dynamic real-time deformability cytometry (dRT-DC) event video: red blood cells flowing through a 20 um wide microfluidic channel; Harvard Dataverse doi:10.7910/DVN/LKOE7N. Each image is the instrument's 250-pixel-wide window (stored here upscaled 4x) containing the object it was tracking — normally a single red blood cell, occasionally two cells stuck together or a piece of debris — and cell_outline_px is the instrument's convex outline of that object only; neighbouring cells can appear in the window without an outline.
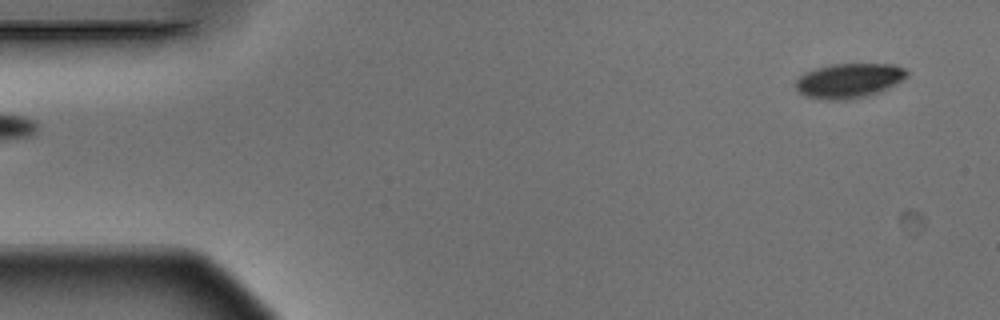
{"species": "Egyptian fruit bat (a non-hibernating species)", "species_latin": "Rousettus aegyptiacus", "temperature_condition": "warm", "stored_images_in_passage": 5, "segment_of_instrument_passage": [2, 2], "camera_frame_rate_fps": 3000, "um_per_image_px": 0.085, "animal": {"sex": "male"}, "frame": {"image": 1, "passage_image": 5, "time_ms": 1.333, "image_size_px": [1000, 320], "cell_outline_px": [[908, 76], [888, 88], [880, 92], [848, 100], [820, 100], [804, 96], [796, 88], [796, 80], [804, 72], [816, 68], [832, 64], [896, 64], [904, 68], [908, 72]], "centroid_in_image_um": [72.15, 6.86], "position_along_channel_um": 12.9, "area_um2": 22.6}}